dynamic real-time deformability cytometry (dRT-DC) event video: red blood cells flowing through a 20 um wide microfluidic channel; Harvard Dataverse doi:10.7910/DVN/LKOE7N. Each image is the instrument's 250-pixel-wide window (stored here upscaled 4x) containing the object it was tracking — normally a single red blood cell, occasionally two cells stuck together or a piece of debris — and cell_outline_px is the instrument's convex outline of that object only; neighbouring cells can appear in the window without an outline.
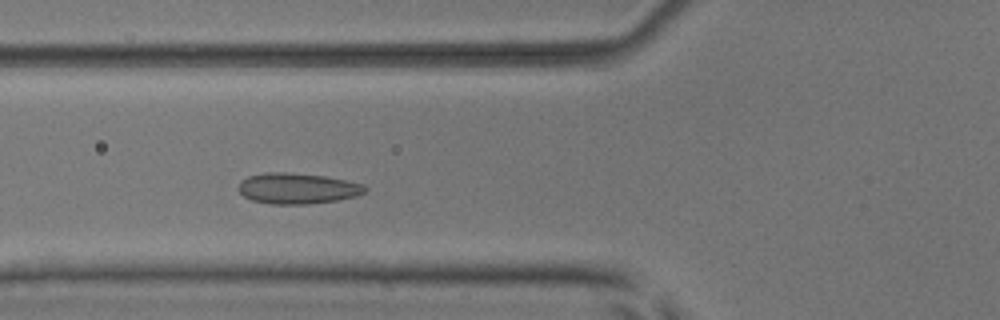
{"species": "common noctule bat (a hibernating species)", "species_latin": "Nyctalus noctula", "temperature_condition": "room temperature", "stored_images_in_passage": 4, "camera_frame_rate_fps": 3000, "um_per_image_px": 0.085, "animal": {"sex": "male", "body_mass_g": 17.9, "forearm_length_mm": 54.2}, "frame": {"image": 1, "passage_image": 3, "time_ms": 2.333, "image_size_px": [1000, 320], "cell_outline_px": [[368, 188], [364, 192], [356, 196], [336, 200], [308, 204], [272, 204], [252, 200], [244, 196], [236, 188], [240, 180], [248, 176], [264, 172], [284, 172], [324, 176], [348, 180], [364, 184]], "centroid_in_image_um": [25.26, 16.01], "position_along_channel_um": 100.5, "area_um2": 22.83}}
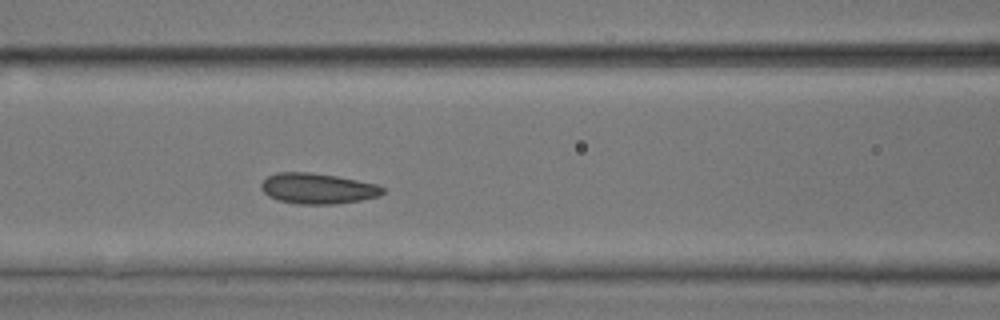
{"frame": {"image": 2, "passage_image": 4, "time_ms": 3.333, "image_size_px": [1000, 320], "cell_outline_px": [[384, 192], [380, 196], [360, 200], [336, 204], [296, 204], [280, 200], [268, 196], [260, 188], [260, 184], [268, 176], [276, 172], [308, 172], [336, 176], [376, 184], [384, 188]], "centroid_in_image_um": [26.98, 16.02], "position_along_channel_um": 139.6, "area_um2": 21.62}}